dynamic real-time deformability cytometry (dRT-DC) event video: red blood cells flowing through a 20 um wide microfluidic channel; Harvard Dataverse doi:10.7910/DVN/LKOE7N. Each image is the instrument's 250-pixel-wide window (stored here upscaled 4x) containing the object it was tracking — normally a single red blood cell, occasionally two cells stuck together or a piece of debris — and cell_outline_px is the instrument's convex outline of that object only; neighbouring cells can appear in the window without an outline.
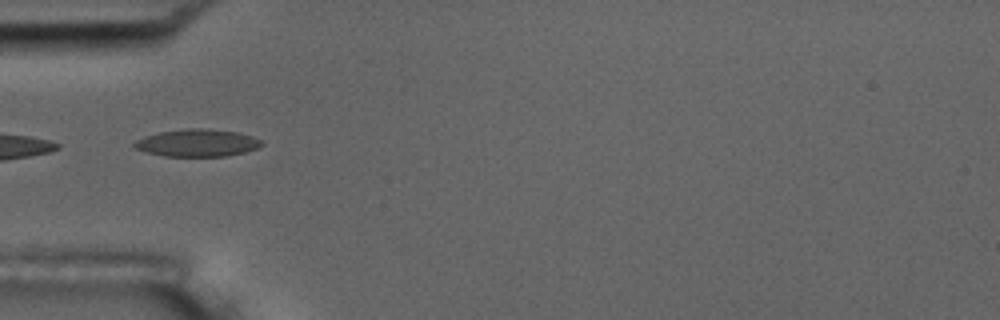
{"species": "common noctule bat (a hibernating species)", "species_latin": "Nyctalus noctula", "temperature_condition": "room temperature", "stored_images_in_passage": 6, "camera_frame_rate_fps": 3000, "um_per_image_px": 0.085, "animal": {"sex": "male", "body_mass_g": 17.5, "forearm_length_mm": 52.3}, "frame": {"image": 1, "passage_image": 5, "time_ms": 4.667, "image_size_px": [1000, 320], "cell_outline_px": [[264, 144], [256, 148], [244, 152], [224, 156], [164, 156], [148, 152], [136, 148], [132, 144], [136, 140], [144, 136], [160, 132], [184, 128], [204, 128], [240, 132], [252, 136], [260, 140]], "centroid_in_image_um": [16.77, 12.13], "position_along_channel_um": 68.2, "area_um2": 20.23}}